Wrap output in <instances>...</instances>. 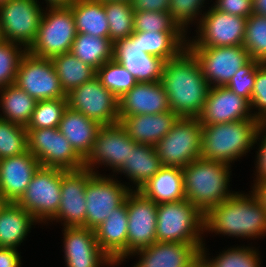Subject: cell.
Returning a JSON list of instances; mask_svg holds the SVG:
<instances>
[{
	"label": "cell",
	"instance_id": "cell-4",
	"mask_svg": "<svg viewBox=\"0 0 266 267\" xmlns=\"http://www.w3.org/2000/svg\"><path fill=\"white\" fill-rule=\"evenodd\" d=\"M260 127L259 120L202 125L201 158L231 165L255 146Z\"/></svg>",
	"mask_w": 266,
	"mask_h": 267
},
{
	"label": "cell",
	"instance_id": "cell-3",
	"mask_svg": "<svg viewBox=\"0 0 266 267\" xmlns=\"http://www.w3.org/2000/svg\"><path fill=\"white\" fill-rule=\"evenodd\" d=\"M231 165L199 158L182 168L185 199L204 215L232 196L229 189Z\"/></svg>",
	"mask_w": 266,
	"mask_h": 267
},
{
	"label": "cell",
	"instance_id": "cell-49",
	"mask_svg": "<svg viewBox=\"0 0 266 267\" xmlns=\"http://www.w3.org/2000/svg\"><path fill=\"white\" fill-rule=\"evenodd\" d=\"M134 12L136 11H157L169 12L170 0H131Z\"/></svg>",
	"mask_w": 266,
	"mask_h": 267
},
{
	"label": "cell",
	"instance_id": "cell-52",
	"mask_svg": "<svg viewBox=\"0 0 266 267\" xmlns=\"http://www.w3.org/2000/svg\"><path fill=\"white\" fill-rule=\"evenodd\" d=\"M185 267H209L206 257L199 251Z\"/></svg>",
	"mask_w": 266,
	"mask_h": 267
},
{
	"label": "cell",
	"instance_id": "cell-56",
	"mask_svg": "<svg viewBox=\"0 0 266 267\" xmlns=\"http://www.w3.org/2000/svg\"><path fill=\"white\" fill-rule=\"evenodd\" d=\"M6 202L0 197V210Z\"/></svg>",
	"mask_w": 266,
	"mask_h": 267
},
{
	"label": "cell",
	"instance_id": "cell-48",
	"mask_svg": "<svg viewBox=\"0 0 266 267\" xmlns=\"http://www.w3.org/2000/svg\"><path fill=\"white\" fill-rule=\"evenodd\" d=\"M265 134V135H264ZM259 137V138H258ZM262 138V139H261ZM257 141H259V148L256 152V180L255 183H261L266 181V131L263 128H259L255 135L254 144H258Z\"/></svg>",
	"mask_w": 266,
	"mask_h": 267
},
{
	"label": "cell",
	"instance_id": "cell-18",
	"mask_svg": "<svg viewBox=\"0 0 266 267\" xmlns=\"http://www.w3.org/2000/svg\"><path fill=\"white\" fill-rule=\"evenodd\" d=\"M86 168L67 170L62 175L61 201L57 214L50 222L63 221L64 227H85L86 200L85 191L88 180L94 175Z\"/></svg>",
	"mask_w": 266,
	"mask_h": 267
},
{
	"label": "cell",
	"instance_id": "cell-45",
	"mask_svg": "<svg viewBox=\"0 0 266 267\" xmlns=\"http://www.w3.org/2000/svg\"><path fill=\"white\" fill-rule=\"evenodd\" d=\"M262 63L259 60L250 59L234 74L226 86L250 102L255 84L256 70Z\"/></svg>",
	"mask_w": 266,
	"mask_h": 267
},
{
	"label": "cell",
	"instance_id": "cell-21",
	"mask_svg": "<svg viewBox=\"0 0 266 267\" xmlns=\"http://www.w3.org/2000/svg\"><path fill=\"white\" fill-rule=\"evenodd\" d=\"M198 119L202 125L258 120L252 115L250 102L227 86L210 87Z\"/></svg>",
	"mask_w": 266,
	"mask_h": 267
},
{
	"label": "cell",
	"instance_id": "cell-28",
	"mask_svg": "<svg viewBox=\"0 0 266 267\" xmlns=\"http://www.w3.org/2000/svg\"><path fill=\"white\" fill-rule=\"evenodd\" d=\"M163 167L155 146L137 143L129 148L126 161L115 171L123 173L139 190Z\"/></svg>",
	"mask_w": 266,
	"mask_h": 267
},
{
	"label": "cell",
	"instance_id": "cell-27",
	"mask_svg": "<svg viewBox=\"0 0 266 267\" xmlns=\"http://www.w3.org/2000/svg\"><path fill=\"white\" fill-rule=\"evenodd\" d=\"M101 125L81 112L67 107L58 129L72 145L74 150L85 159L91 152Z\"/></svg>",
	"mask_w": 266,
	"mask_h": 267
},
{
	"label": "cell",
	"instance_id": "cell-33",
	"mask_svg": "<svg viewBox=\"0 0 266 267\" xmlns=\"http://www.w3.org/2000/svg\"><path fill=\"white\" fill-rule=\"evenodd\" d=\"M113 47L114 43L109 37L77 33L70 52L97 70L105 62L113 59Z\"/></svg>",
	"mask_w": 266,
	"mask_h": 267
},
{
	"label": "cell",
	"instance_id": "cell-53",
	"mask_svg": "<svg viewBox=\"0 0 266 267\" xmlns=\"http://www.w3.org/2000/svg\"><path fill=\"white\" fill-rule=\"evenodd\" d=\"M47 7H70L77 0H45Z\"/></svg>",
	"mask_w": 266,
	"mask_h": 267
},
{
	"label": "cell",
	"instance_id": "cell-57",
	"mask_svg": "<svg viewBox=\"0 0 266 267\" xmlns=\"http://www.w3.org/2000/svg\"><path fill=\"white\" fill-rule=\"evenodd\" d=\"M102 1H128L130 2L131 0H102Z\"/></svg>",
	"mask_w": 266,
	"mask_h": 267
},
{
	"label": "cell",
	"instance_id": "cell-16",
	"mask_svg": "<svg viewBox=\"0 0 266 267\" xmlns=\"http://www.w3.org/2000/svg\"><path fill=\"white\" fill-rule=\"evenodd\" d=\"M158 204L138 190L127 195V257L156 241Z\"/></svg>",
	"mask_w": 266,
	"mask_h": 267
},
{
	"label": "cell",
	"instance_id": "cell-5",
	"mask_svg": "<svg viewBox=\"0 0 266 267\" xmlns=\"http://www.w3.org/2000/svg\"><path fill=\"white\" fill-rule=\"evenodd\" d=\"M204 214L186 199L158 204L156 241L203 246Z\"/></svg>",
	"mask_w": 266,
	"mask_h": 267
},
{
	"label": "cell",
	"instance_id": "cell-29",
	"mask_svg": "<svg viewBox=\"0 0 266 267\" xmlns=\"http://www.w3.org/2000/svg\"><path fill=\"white\" fill-rule=\"evenodd\" d=\"M34 223L39 222L24 208L6 202L0 210V247L18 249Z\"/></svg>",
	"mask_w": 266,
	"mask_h": 267
},
{
	"label": "cell",
	"instance_id": "cell-10",
	"mask_svg": "<svg viewBox=\"0 0 266 267\" xmlns=\"http://www.w3.org/2000/svg\"><path fill=\"white\" fill-rule=\"evenodd\" d=\"M28 151L42 167L63 170L84 168V159L58 128L27 130Z\"/></svg>",
	"mask_w": 266,
	"mask_h": 267
},
{
	"label": "cell",
	"instance_id": "cell-17",
	"mask_svg": "<svg viewBox=\"0 0 266 267\" xmlns=\"http://www.w3.org/2000/svg\"><path fill=\"white\" fill-rule=\"evenodd\" d=\"M136 144L127 135L120 122L101 125L91 152L84 159V168L99 174L96 172V167L103 164L115 172L128 158L129 148H133Z\"/></svg>",
	"mask_w": 266,
	"mask_h": 267
},
{
	"label": "cell",
	"instance_id": "cell-19",
	"mask_svg": "<svg viewBox=\"0 0 266 267\" xmlns=\"http://www.w3.org/2000/svg\"><path fill=\"white\" fill-rule=\"evenodd\" d=\"M113 59L124 66L137 82L161 81L165 60L143 51L138 31L114 43Z\"/></svg>",
	"mask_w": 266,
	"mask_h": 267
},
{
	"label": "cell",
	"instance_id": "cell-22",
	"mask_svg": "<svg viewBox=\"0 0 266 267\" xmlns=\"http://www.w3.org/2000/svg\"><path fill=\"white\" fill-rule=\"evenodd\" d=\"M39 161L26 152L0 160V196L5 202L16 203L27 189Z\"/></svg>",
	"mask_w": 266,
	"mask_h": 267
},
{
	"label": "cell",
	"instance_id": "cell-14",
	"mask_svg": "<svg viewBox=\"0 0 266 267\" xmlns=\"http://www.w3.org/2000/svg\"><path fill=\"white\" fill-rule=\"evenodd\" d=\"M197 58L210 87L226 86L251 58L243 45L187 47Z\"/></svg>",
	"mask_w": 266,
	"mask_h": 267
},
{
	"label": "cell",
	"instance_id": "cell-15",
	"mask_svg": "<svg viewBox=\"0 0 266 267\" xmlns=\"http://www.w3.org/2000/svg\"><path fill=\"white\" fill-rule=\"evenodd\" d=\"M117 180V181H116ZM133 190L120 183L114 176L94 174L87 182L85 191V227L94 230L103 223L113 209L119 207Z\"/></svg>",
	"mask_w": 266,
	"mask_h": 267
},
{
	"label": "cell",
	"instance_id": "cell-46",
	"mask_svg": "<svg viewBox=\"0 0 266 267\" xmlns=\"http://www.w3.org/2000/svg\"><path fill=\"white\" fill-rule=\"evenodd\" d=\"M252 115L260 122L266 116V62L262 63L256 70L255 84L252 91L251 101Z\"/></svg>",
	"mask_w": 266,
	"mask_h": 267
},
{
	"label": "cell",
	"instance_id": "cell-12",
	"mask_svg": "<svg viewBox=\"0 0 266 267\" xmlns=\"http://www.w3.org/2000/svg\"><path fill=\"white\" fill-rule=\"evenodd\" d=\"M14 84L36 101L67 97L51 59L28 51L19 63Z\"/></svg>",
	"mask_w": 266,
	"mask_h": 267
},
{
	"label": "cell",
	"instance_id": "cell-8",
	"mask_svg": "<svg viewBox=\"0 0 266 267\" xmlns=\"http://www.w3.org/2000/svg\"><path fill=\"white\" fill-rule=\"evenodd\" d=\"M67 170L42 167L34 173L27 189L16 202L40 224L51 220L61 201L62 175Z\"/></svg>",
	"mask_w": 266,
	"mask_h": 267
},
{
	"label": "cell",
	"instance_id": "cell-13",
	"mask_svg": "<svg viewBox=\"0 0 266 267\" xmlns=\"http://www.w3.org/2000/svg\"><path fill=\"white\" fill-rule=\"evenodd\" d=\"M68 107L81 112L100 125L119 122L118 98L97 77L67 93Z\"/></svg>",
	"mask_w": 266,
	"mask_h": 267
},
{
	"label": "cell",
	"instance_id": "cell-30",
	"mask_svg": "<svg viewBox=\"0 0 266 267\" xmlns=\"http://www.w3.org/2000/svg\"><path fill=\"white\" fill-rule=\"evenodd\" d=\"M138 191L157 204L185 199L182 168L163 166Z\"/></svg>",
	"mask_w": 266,
	"mask_h": 267
},
{
	"label": "cell",
	"instance_id": "cell-35",
	"mask_svg": "<svg viewBox=\"0 0 266 267\" xmlns=\"http://www.w3.org/2000/svg\"><path fill=\"white\" fill-rule=\"evenodd\" d=\"M51 61L66 94L96 77V70L76 58L71 52L54 56Z\"/></svg>",
	"mask_w": 266,
	"mask_h": 267
},
{
	"label": "cell",
	"instance_id": "cell-41",
	"mask_svg": "<svg viewBox=\"0 0 266 267\" xmlns=\"http://www.w3.org/2000/svg\"><path fill=\"white\" fill-rule=\"evenodd\" d=\"M28 150L26 127L0 118V160Z\"/></svg>",
	"mask_w": 266,
	"mask_h": 267
},
{
	"label": "cell",
	"instance_id": "cell-9",
	"mask_svg": "<svg viewBox=\"0 0 266 267\" xmlns=\"http://www.w3.org/2000/svg\"><path fill=\"white\" fill-rule=\"evenodd\" d=\"M38 0H8L0 3V36L28 49L34 42L44 8Z\"/></svg>",
	"mask_w": 266,
	"mask_h": 267
},
{
	"label": "cell",
	"instance_id": "cell-1",
	"mask_svg": "<svg viewBox=\"0 0 266 267\" xmlns=\"http://www.w3.org/2000/svg\"><path fill=\"white\" fill-rule=\"evenodd\" d=\"M161 84L171 111L179 117L198 118L210 85L195 55L186 47L176 58L165 61Z\"/></svg>",
	"mask_w": 266,
	"mask_h": 267
},
{
	"label": "cell",
	"instance_id": "cell-23",
	"mask_svg": "<svg viewBox=\"0 0 266 267\" xmlns=\"http://www.w3.org/2000/svg\"><path fill=\"white\" fill-rule=\"evenodd\" d=\"M118 103L119 117L158 114L171 110L161 81L138 82L118 99Z\"/></svg>",
	"mask_w": 266,
	"mask_h": 267
},
{
	"label": "cell",
	"instance_id": "cell-54",
	"mask_svg": "<svg viewBox=\"0 0 266 267\" xmlns=\"http://www.w3.org/2000/svg\"><path fill=\"white\" fill-rule=\"evenodd\" d=\"M253 12L266 17V0H253Z\"/></svg>",
	"mask_w": 266,
	"mask_h": 267
},
{
	"label": "cell",
	"instance_id": "cell-44",
	"mask_svg": "<svg viewBox=\"0 0 266 267\" xmlns=\"http://www.w3.org/2000/svg\"><path fill=\"white\" fill-rule=\"evenodd\" d=\"M204 2L205 0H170L169 14L178 26L187 33L188 26L192 21L195 20L199 23L202 19L204 14H202L203 10L201 8L204 7Z\"/></svg>",
	"mask_w": 266,
	"mask_h": 267
},
{
	"label": "cell",
	"instance_id": "cell-31",
	"mask_svg": "<svg viewBox=\"0 0 266 267\" xmlns=\"http://www.w3.org/2000/svg\"><path fill=\"white\" fill-rule=\"evenodd\" d=\"M70 8L77 33L109 37V25L102 0H77Z\"/></svg>",
	"mask_w": 266,
	"mask_h": 267
},
{
	"label": "cell",
	"instance_id": "cell-40",
	"mask_svg": "<svg viewBox=\"0 0 266 267\" xmlns=\"http://www.w3.org/2000/svg\"><path fill=\"white\" fill-rule=\"evenodd\" d=\"M243 46L251 59L266 62V17L252 13L246 21Z\"/></svg>",
	"mask_w": 266,
	"mask_h": 267
},
{
	"label": "cell",
	"instance_id": "cell-26",
	"mask_svg": "<svg viewBox=\"0 0 266 267\" xmlns=\"http://www.w3.org/2000/svg\"><path fill=\"white\" fill-rule=\"evenodd\" d=\"M200 250L193 243L155 242L137 250L134 267H185Z\"/></svg>",
	"mask_w": 266,
	"mask_h": 267
},
{
	"label": "cell",
	"instance_id": "cell-38",
	"mask_svg": "<svg viewBox=\"0 0 266 267\" xmlns=\"http://www.w3.org/2000/svg\"><path fill=\"white\" fill-rule=\"evenodd\" d=\"M254 248V249H253ZM205 244L200 252L206 257L209 267H261L260 254L255 247L237 246L220 252L216 257L207 258Z\"/></svg>",
	"mask_w": 266,
	"mask_h": 267
},
{
	"label": "cell",
	"instance_id": "cell-58",
	"mask_svg": "<svg viewBox=\"0 0 266 267\" xmlns=\"http://www.w3.org/2000/svg\"><path fill=\"white\" fill-rule=\"evenodd\" d=\"M6 1H8V0H0V3L6 2Z\"/></svg>",
	"mask_w": 266,
	"mask_h": 267
},
{
	"label": "cell",
	"instance_id": "cell-2",
	"mask_svg": "<svg viewBox=\"0 0 266 267\" xmlns=\"http://www.w3.org/2000/svg\"><path fill=\"white\" fill-rule=\"evenodd\" d=\"M204 232L251 238L266 235V210L251 191L235 192L204 215Z\"/></svg>",
	"mask_w": 266,
	"mask_h": 267
},
{
	"label": "cell",
	"instance_id": "cell-34",
	"mask_svg": "<svg viewBox=\"0 0 266 267\" xmlns=\"http://www.w3.org/2000/svg\"><path fill=\"white\" fill-rule=\"evenodd\" d=\"M186 35L185 32H139V45L144 52L167 61L187 47Z\"/></svg>",
	"mask_w": 266,
	"mask_h": 267
},
{
	"label": "cell",
	"instance_id": "cell-47",
	"mask_svg": "<svg viewBox=\"0 0 266 267\" xmlns=\"http://www.w3.org/2000/svg\"><path fill=\"white\" fill-rule=\"evenodd\" d=\"M215 2L213 5L215 9L228 14L248 18L253 13V0H216Z\"/></svg>",
	"mask_w": 266,
	"mask_h": 267
},
{
	"label": "cell",
	"instance_id": "cell-37",
	"mask_svg": "<svg viewBox=\"0 0 266 267\" xmlns=\"http://www.w3.org/2000/svg\"><path fill=\"white\" fill-rule=\"evenodd\" d=\"M96 77L118 99L138 83L135 77L114 59L97 69Z\"/></svg>",
	"mask_w": 266,
	"mask_h": 267
},
{
	"label": "cell",
	"instance_id": "cell-43",
	"mask_svg": "<svg viewBox=\"0 0 266 267\" xmlns=\"http://www.w3.org/2000/svg\"><path fill=\"white\" fill-rule=\"evenodd\" d=\"M134 31L138 32H184L169 12H134Z\"/></svg>",
	"mask_w": 266,
	"mask_h": 267
},
{
	"label": "cell",
	"instance_id": "cell-42",
	"mask_svg": "<svg viewBox=\"0 0 266 267\" xmlns=\"http://www.w3.org/2000/svg\"><path fill=\"white\" fill-rule=\"evenodd\" d=\"M26 52L21 44L0 40V89L14 84L19 63Z\"/></svg>",
	"mask_w": 266,
	"mask_h": 267
},
{
	"label": "cell",
	"instance_id": "cell-20",
	"mask_svg": "<svg viewBox=\"0 0 266 267\" xmlns=\"http://www.w3.org/2000/svg\"><path fill=\"white\" fill-rule=\"evenodd\" d=\"M62 231L66 267L113 266L114 261L100 249L94 230L76 226Z\"/></svg>",
	"mask_w": 266,
	"mask_h": 267
},
{
	"label": "cell",
	"instance_id": "cell-36",
	"mask_svg": "<svg viewBox=\"0 0 266 267\" xmlns=\"http://www.w3.org/2000/svg\"><path fill=\"white\" fill-rule=\"evenodd\" d=\"M109 25V38L115 43L134 32V10L128 1H103Z\"/></svg>",
	"mask_w": 266,
	"mask_h": 267
},
{
	"label": "cell",
	"instance_id": "cell-25",
	"mask_svg": "<svg viewBox=\"0 0 266 267\" xmlns=\"http://www.w3.org/2000/svg\"><path fill=\"white\" fill-rule=\"evenodd\" d=\"M179 116L173 111L119 117L127 135L136 143L155 146L173 127Z\"/></svg>",
	"mask_w": 266,
	"mask_h": 267
},
{
	"label": "cell",
	"instance_id": "cell-24",
	"mask_svg": "<svg viewBox=\"0 0 266 267\" xmlns=\"http://www.w3.org/2000/svg\"><path fill=\"white\" fill-rule=\"evenodd\" d=\"M127 196L108 218L94 229L100 249L118 266L127 259Z\"/></svg>",
	"mask_w": 266,
	"mask_h": 267
},
{
	"label": "cell",
	"instance_id": "cell-39",
	"mask_svg": "<svg viewBox=\"0 0 266 267\" xmlns=\"http://www.w3.org/2000/svg\"><path fill=\"white\" fill-rule=\"evenodd\" d=\"M67 107V97L37 101L26 130L58 128Z\"/></svg>",
	"mask_w": 266,
	"mask_h": 267
},
{
	"label": "cell",
	"instance_id": "cell-50",
	"mask_svg": "<svg viewBox=\"0 0 266 267\" xmlns=\"http://www.w3.org/2000/svg\"><path fill=\"white\" fill-rule=\"evenodd\" d=\"M21 256L15 248L0 247V267H21Z\"/></svg>",
	"mask_w": 266,
	"mask_h": 267
},
{
	"label": "cell",
	"instance_id": "cell-11",
	"mask_svg": "<svg viewBox=\"0 0 266 267\" xmlns=\"http://www.w3.org/2000/svg\"><path fill=\"white\" fill-rule=\"evenodd\" d=\"M197 24V36L187 47H223L243 45L247 18L218 11L213 6L203 12Z\"/></svg>",
	"mask_w": 266,
	"mask_h": 267
},
{
	"label": "cell",
	"instance_id": "cell-51",
	"mask_svg": "<svg viewBox=\"0 0 266 267\" xmlns=\"http://www.w3.org/2000/svg\"><path fill=\"white\" fill-rule=\"evenodd\" d=\"M251 188L266 210V181L261 183H254Z\"/></svg>",
	"mask_w": 266,
	"mask_h": 267
},
{
	"label": "cell",
	"instance_id": "cell-55",
	"mask_svg": "<svg viewBox=\"0 0 266 267\" xmlns=\"http://www.w3.org/2000/svg\"><path fill=\"white\" fill-rule=\"evenodd\" d=\"M261 128H263L266 131V116L265 118L260 122Z\"/></svg>",
	"mask_w": 266,
	"mask_h": 267
},
{
	"label": "cell",
	"instance_id": "cell-32",
	"mask_svg": "<svg viewBox=\"0 0 266 267\" xmlns=\"http://www.w3.org/2000/svg\"><path fill=\"white\" fill-rule=\"evenodd\" d=\"M37 101L15 84L0 89V118L27 126Z\"/></svg>",
	"mask_w": 266,
	"mask_h": 267
},
{
	"label": "cell",
	"instance_id": "cell-6",
	"mask_svg": "<svg viewBox=\"0 0 266 267\" xmlns=\"http://www.w3.org/2000/svg\"><path fill=\"white\" fill-rule=\"evenodd\" d=\"M76 35L75 19L70 7H46L37 36L27 51L37 57L51 59L70 52Z\"/></svg>",
	"mask_w": 266,
	"mask_h": 267
},
{
	"label": "cell",
	"instance_id": "cell-7",
	"mask_svg": "<svg viewBox=\"0 0 266 267\" xmlns=\"http://www.w3.org/2000/svg\"><path fill=\"white\" fill-rule=\"evenodd\" d=\"M201 144L199 119L179 117L155 148L163 166L183 168L201 157Z\"/></svg>",
	"mask_w": 266,
	"mask_h": 267
}]
</instances>
